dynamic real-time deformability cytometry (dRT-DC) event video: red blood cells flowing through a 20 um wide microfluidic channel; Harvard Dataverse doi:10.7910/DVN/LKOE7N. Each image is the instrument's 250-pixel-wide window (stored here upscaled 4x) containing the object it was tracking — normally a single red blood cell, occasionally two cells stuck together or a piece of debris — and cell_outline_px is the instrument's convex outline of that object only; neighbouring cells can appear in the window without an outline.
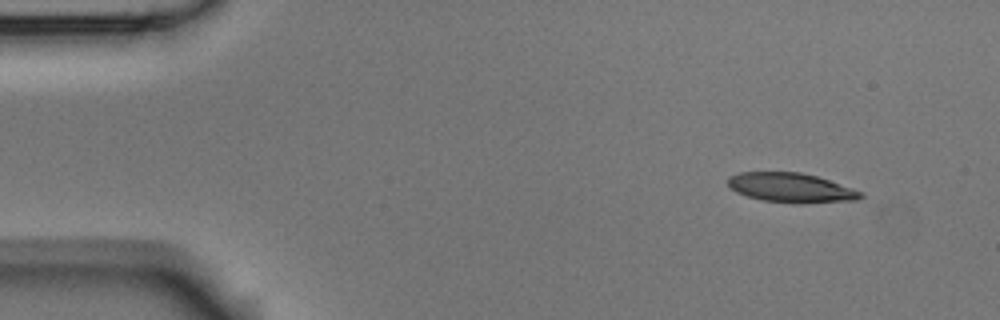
{"species": "Egyptian fruit bat (a non-hibernating species)", "species_latin": "Rousettus aegyptiacus", "temperature_condition": "room temperature", "stored_images_in_passage": 4, "camera_frame_rate_fps": 3000, "um_per_image_px": 0.085, "animal": {"sex": "male"}, "frame": {"image": 1, "passage_image": 1, "time_ms": 0.0, "image_size_px": [1000, 320], "cell_outline_px": [[864, 196], [860, 200], [800, 204], [764, 200], [748, 196], [736, 192], [728, 184], [728, 176], [740, 172], [800, 172], [816, 176], [864, 192]], "centroid_in_image_um": [67.28, 15.96], "position_along_channel_um": 17.7, "area_um2": 22.83}}
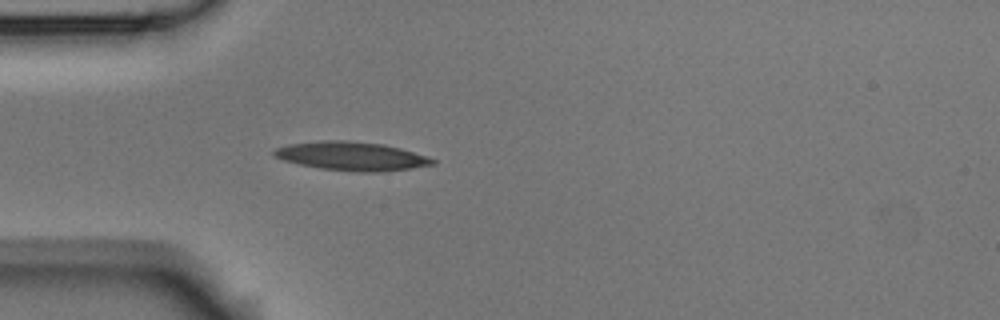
{"frame": {"image": 2, "passage_image": 4, "time_ms": 1.0, "image_size_px": [1000, 320], "cell_outline_px": [[436, 164], [412, 168], [380, 172], [360, 172], [320, 168], [300, 164], [284, 160], [272, 156], [272, 152], [276, 148], [288, 144], [324, 140], [344, 140], [384, 144], [400, 148], [428, 156], [436, 160]], "centroid_in_image_um": [29.9, 13.27], "position_along_channel_um": 55.1, "area_um2": 26.53}}